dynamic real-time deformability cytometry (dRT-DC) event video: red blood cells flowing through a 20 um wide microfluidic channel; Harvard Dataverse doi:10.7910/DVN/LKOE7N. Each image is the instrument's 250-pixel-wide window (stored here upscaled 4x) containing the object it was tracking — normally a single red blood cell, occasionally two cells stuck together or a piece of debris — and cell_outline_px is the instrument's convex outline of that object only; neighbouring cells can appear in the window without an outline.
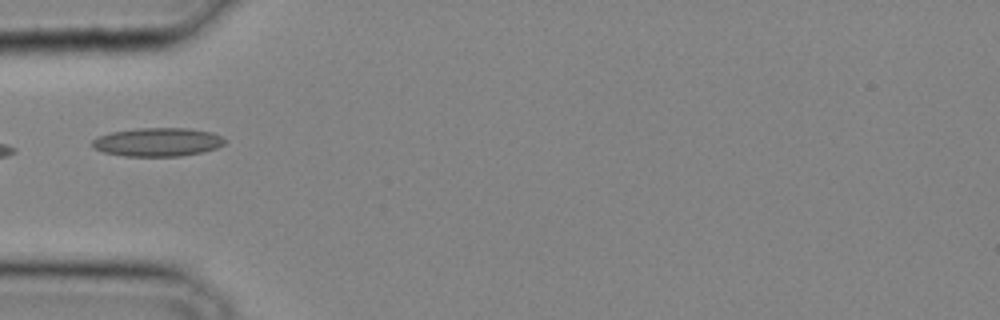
{"species": "common noctule bat (a hibernating species)", "species_latin": "Nyctalus noctula", "temperature_condition": "cold", "stored_images_in_passage": 17, "camera_frame_rate_fps": 3000, "um_per_image_px": 0.085, "animal": {"sex": "male", "body_mass_g": 20.4}, "frame": {"image": 1, "passage_image": 1, "time_ms": 0.0, "image_size_px": [1000, 320], "cell_outline_px": [[228, 140], [224, 144], [216, 148], [204, 152], [180, 156], [124, 156], [104, 152], [92, 148], [92, 140], [100, 136], [112, 132], [140, 128], [188, 128], [212, 132]], "centroid_in_image_um": [13.43, 12.08], "position_along_channel_um": 71.6, "area_um2": 22.08}}